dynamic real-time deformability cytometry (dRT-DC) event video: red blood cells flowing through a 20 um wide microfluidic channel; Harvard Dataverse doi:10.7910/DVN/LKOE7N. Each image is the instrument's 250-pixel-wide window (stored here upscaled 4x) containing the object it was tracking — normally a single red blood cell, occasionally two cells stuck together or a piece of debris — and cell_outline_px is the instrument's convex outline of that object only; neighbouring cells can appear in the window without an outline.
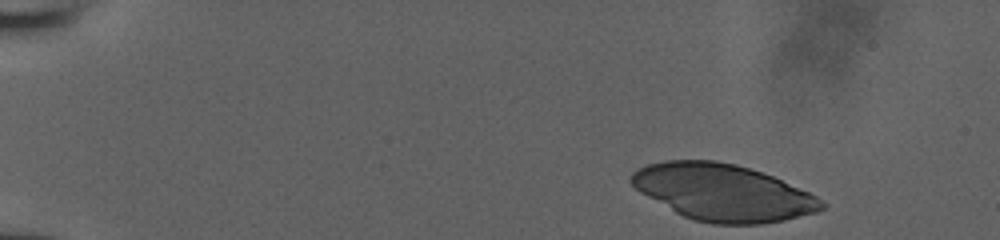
{"species": "human", "species_latin": "Homo sapiens", "temperature_condition": "room temperature", "stored_images_in_passage": 39, "camera_frame_rate_fps": 3000, "um_per_image_px": 0.085, "donor": {"sex": "male"}, "frame": {"image": 1, "passage_image": 1, "time_ms": 0.0, "image_size_px": [1000, 240], "cell_outline_px": [[828, 204], [824, 208], [816, 212], [784, 220], [764, 224], [712, 224], [692, 220], [676, 212], [640, 192], [628, 180], [632, 172], [648, 164], [664, 160], [716, 160], [736, 164], [772, 176], [808, 192], [816, 196]], "centroid_in_image_um": [61.44, 16.36], "position_along_channel_um": 23.6, "area_um2": 62.6}}